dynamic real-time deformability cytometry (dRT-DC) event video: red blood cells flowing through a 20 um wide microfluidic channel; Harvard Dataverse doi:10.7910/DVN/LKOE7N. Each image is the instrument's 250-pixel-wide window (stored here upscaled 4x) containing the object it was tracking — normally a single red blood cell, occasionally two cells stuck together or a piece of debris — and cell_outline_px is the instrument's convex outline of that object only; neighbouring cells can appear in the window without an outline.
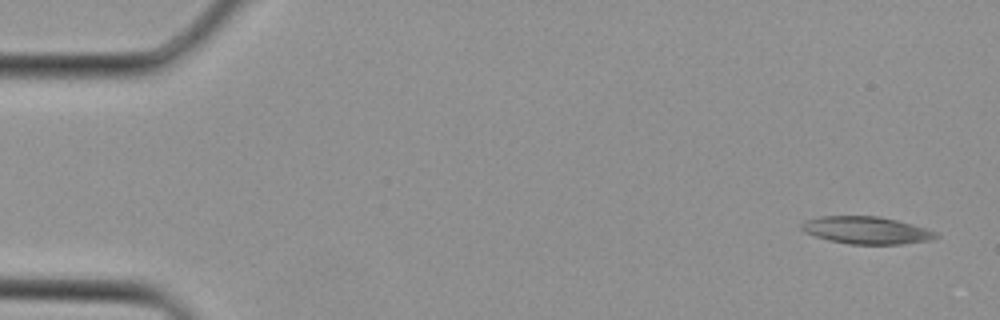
{"species": "Egyptian fruit bat (a non-hibernating species)", "species_latin": "Rousettus aegyptiacus", "temperature_condition": "cold", "stored_images_in_passage": 4, "camera_frame_rate_fps": 3000, "um_per_image_px": 0.085, "animal": {"sex": "female"}, "frame": {"image": 1, "passage_image": 4, "time_ms": 1.0, "image_size_px": [1000, 320], "cell_outline_px": [[940, 236], [932, 240], [900, 244], [852, 244], [828, 240], [804, 232], [800, 228], [800, 224], [804, 220], [820, 216], [876, 216], [896, 220], [912, 224], [936, 232]], "centroid_in_image_um": [73.62, 19.57], "position_along_channel_um": 11.4, "area_um2": 21.39}}